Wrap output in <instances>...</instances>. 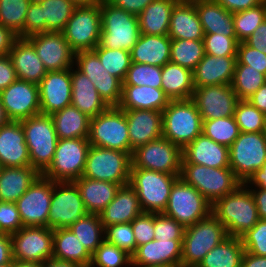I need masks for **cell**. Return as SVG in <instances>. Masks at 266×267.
<instances>
[{
  "instance_id": "obj_1",
  "label": "cell",
  "mask_w": 266,
  "mask_h": 267,
  "mask_svg": "<svg viewBox=\"0 0 266 267\" xmlns=\"http://www.w3.org/2000/svg\"><path fill=\"white\" fill-rule=\"evenodd\" d=\"M212 214L225 226L229 236L238 238L259 221L255 200L243 183L212 204Z\"/></svg>"
},
{
  "instance_id": "obj_2",
  "label": "cell",
  "mask_w": 266,
  "mask_h": 267,
  "mask_svg": "<svg viewBox=\"0 0 266 267\" xmlns=\"http://www.w3.org/2000/svg\"><path fill=\"white\" fill-rule=\"evenodd\" d=\"M101 34L96 47L131 51L140 36L138 16L114 6L109 1L100 2Z\"/></svg>"
},
{
  "instance_id": "obj_3",
  "label": "cell",
  "mask_w": 266,
  "mask_h": 267,
  "mask_svg": "<svg viewBox=\"0 0 266 267\" xmlns=\"http://www.w3.org/2000/svg\"><path fill=\"white\" fill-rule=\"evenodd\" d=\"M203 121L195 102L170 100L162 111V137L182 150L202 134Z\"/></svg>"
},
{
  "instance_id": "obj_4",
  "label": "cell",
  "mask_w": 266,
  "mask_h": 267,
  "mask_svg": "<svg viewBox=\"0 0 266 267\" xmlns=\"http://www.w3.org/2000/svg\"><path fill=\"white\" fill-rule=\"evenodd\" d=\"M227 237L229 235L225 226L212 213L185 227L181 267H196L211 249Z\"/></svg>"
},
{
  "instance_id": "obj_5",
  "label": "cell",
  "mask_w": 266,
  "mask_h": 267,
  "mask_svg": "<svg viewBox=\"0 0 266 267\" xmlns=\"http://www.w3.org/2000/svg\"><path fill=\"white\" fill-rule=\"evenodd\" d=\"M20 122L31 166L42 174L53 161L58 141L51 115L40 113Z\"/></svg>"
},
{
  "instance_id": "obj_6",
  "label": "cell",
  "mask_w": 266,
  "mask_h": 267,
  "mask_svg": "<svg viewBox=\"0 0 266 267\" xmlns=\"http://www.w3.org/2000/svg\"><path fill=\"white\" fill-rule=\"evenodd\" d=\"M180 175L142 168H131L129 185L137 193L144 212L163 213L171 188Z\"/></svg>"
},
{
  "instance_id": "obj_7",
  "label": "cell",
  "mask_w": 266,
  "mask_h": 267,
  "mask_svg": "<svg viewBox=\"0 0 266 267\" xmlns=\"http://www.w3.org/2000/svg\"><path fill=\"white\" fill-rule=\"evenodd\" d=\"M180 178L196 188L211 204L242 184L230 167L211 168L194 163H182Z\"/></svg>"
},
{
  "instance_id": "obj_8",
  "label": "cell",
  "mask_w": 266,
  "mask_h": 267,
  "mask_svg": "<svg viewBox=\"0 0 266 267\" xmlns=\"http://www.w3.org/2000/svg\"><path fill=\"white\" fill-rule=\"evenodd\" d=\"M131 166L128 152L90 146L82 176L125 186L130 181Z\"/></svg>"
},
{
  "instance_id": "obj_9",
  "label": "cell",
  "mask_w": 266,
  "mask_h": 267,
  "mask_svg": "<svg viewBox=\"0 0 266 267\" xmlns=\"http://www.w3.org/2000/svg\"><path fill=\"white\" fill-rule=\"evenodd\" d=\"M266 162L263 132H241L229 147V164L241 183L251 181Z\"/></svg>"
},
{
  "instance_id": "obj_10",
  "label": "cell",
  "mask_w": 266,
  "mask_h": 267,
  "mask_svg": "<svg viewBox=\"0 0 266 267\" xmlns=\"http://www.w3.org/2000/svg\"><path fill=\"white\" fill-rule=\"evenodd\" d=\"M88 141L90 146L109 148L131 154L127 119L124 110L109 107L91 118Z\"/></svg>"
},
{
  "instance_id": "obj_11",
  "label": "cell",
  "mask_w": 266,
  "mask_h": 267,
  "mask_svg": "<svg viewBox=\"0 0 266 267\" xmlns=\"http://www.w3.org/2000/svg\"><path fill=\"white\" fill-rule=\"evenodd\" d=\"M211 213L212 204L196 188L179 177L171 188L163 214L187 227Z\"/></svg>"
},
{
  "instance_id": "obj_12",
  "label": "cell",
  "mask_w": 266,
  "mask_h": 267,
  "mask_svg": "<svg viewBox=\"0 0 266 267\" xmlns=\"http://www.w3.org/2000/svg\"><path fill=\"white\" fill-rule=\"evenodd\" d=\"M89 147L88 138L58 139L53 161L42 175L56 182L80 178Z\"/></svg>"
},
{
  "instance_id": "obj_13",
  "label": "cell",
  "mask_w": 266,
  "mask_h": 267,
  "mask_svg": "<svg viewBox=\"0 0 266 267\" xmlns=\"http://www.w3.org/2000/svg\"><path fill=\"white\" fill-rule=\"evenodd\" d=\"M62 32L75 53L93 50L100 41V2L76 6Z\"/></svg>"
},
{
  "instance_id": "obj_14",
  "label": "cell",
  "mask_w": 266,
  "mask_h": 267,
  "mask_svg": "<svg viewBox=\"0 0 266 267\" xmlns=\"http://www.w3.org/2000/svg\"><path fill=\"white\" fill-rule=\"evenodd\" d=\"M182 149L164 137L137 147L131 155V168H142L180 175Z\"/></svg>"
},
{
  "instance_id": "obj_15",
  "label": "cell",
  "mask_w": 266,
  "mask_h": 267,
  "mask_svg": "<svg viewBox=\"0 0 266 267\" xmlns=\"http://www.w3.org/2000/svg\"><path fill=\"white\" fill-rule=\"evenodd\" d=\"M87 213L79 189L73 181H54L48 228H69Z\"/></svg>"
},
{
  "instance_id": "obj_16",
  "label": "cell",
  "mask_w": 266,
  "mask_h": 267,
  "mask_svg": "<svg viewBox=\"0 0 266 267\" xmlns=\"http://www.w3.org/2000/svg\"><path fill=\"white\" fill-rule=\"evenodd\" d=\"M13 260L43 263L52 259L53 229L44 226L23 227L11 234Z\"/></svg>"
},
{
  "instance_id": "obj_17",
  "label": "cell",
  "mask_w": 266,
  "mask_h": 267,
  "mask_svg": "<svg viewBox=\"0 0 266 267\" xmlns=\"http://www.w3.org/2000/svg\"><path fill=\"white\" fill-rule=\"evenodd\" d=\"M54 181L40 174L15 202L23 227H47Z\"/></svg>"
},
{
  "instance_id": "obj_18",
  "label": "cell",
  "mask_w": 266,
  "mask_h": 267,
  "mask_svg": "<svg viewBox=\"0 0 266 267\" xmlns=\"http://www.w3.org/2000/svg\"><path fill=\"white\" fill-rule=\"evenodd\" d=\"M74 66L90 79L109 107L119 106L123 82L102 66L98 55L93 50L75 53Z\"/></svg>"
},
{
  "instance_id": "obj_19",
  "label": "cell",
  "mask_w": 266,
  "mask_h": 267,
  "mask_svg": "<svg viewBox=\"0 0 266 267\" xmlns=\"http://www.w3.org/2000/svg\"><path fill=\"white\" fill-rule=\"evenodd\" d=\"M47 71L67 70L74 66L75 52L63 32H43L27 37Z\"/></svg>"
},
{
  "instance_id": "obj_20",
  "label": "cell",
  "mask_w": 266,
  "mask_h": 267,
  "mask_svg": "<svg viewBox=\"0 0 266 267\" xmlns=\"http://www.w3.org/2000/svg\"><path fill=\"white\" fill-rule=\"evenodd\" d=\"M0 99L10 121H22L40 114L39 87L17 79L0 92Z\"/></svg>"
},
{
  "instance_id": "obj_21",
  "label": "cell",
  "mask_w": 266,
  "mask_h": 267,
  "mask_svg": "<svg viewBox=\"0 0 266 267\" xmlns=\"http://www.w3.org/2000/svg\"><path fill=\"white\" fill-rule=\"evenodd\" d=\"M192 100L198 108L202 121L234 116L239 101L231 84L195 88Z\"/></svg>"
},
{
  "instance_id": "obj_22",
  "label": "cell",
  "mask_w": 266,
  "mask_h": 267,
  "mask_svg": "<svg viewBox=\"0 0 266 267\" xmlns=\"http://www.w3.org/2000/svg\"><path fill=\"white\" fill-rule=\"evenodd\" d=\"M40 113L52 115L71 105V68L48 71L38 84Z\"/></svg>"
},
{
  "instance_id": "obj_23",
  "label": "cell",
  "mask_w": 266,
  "mask_h": 267,
  "mask_svg": "<svg viewBox=\"0 0 266 267\" xmlns=\"http://www.w3.org/2000/svg\"><path fill=\"white\" fill-rule=\"evenodd\" d=\"M183 240H153L136 248L131 267H181Z\"/></svg>"
},
{
  "instance_id": "obj_24",
  "label": "cell",
  "mask_w": 266,
  "mask_h": 267,
  "mask_svg": "<svg viewBox=\"0 0 266 267\" xmlns=\"http://www.w3.org/2000/svg\"><path fill=\"white\" fill-rule=\"evenodd\" d=\"M131 155L137 147L162 137V112L156 110H124Z\"/></svg>"
},
{
  "instance_id": "obj_25",
  "label": "cell",
  "mask_w": 266,
  "mask_h": 267,
  "mask_svg": "<svg viewBox=\"0 0 266 267\" xmlns=\"http://www.w3.org/2000/svg\"><path fill=\"white\" fill-rule=\"evenodd\" d=\"M1 167H25L31 165L25 134L19 121H9L0 127Z\"/></svg>"
},
{
  "instance_id": "obj_26",
  "label": "cell",
  "mask_w": 266,
  "mask_h": 267,
  "mask_svg": "<svg viewBox=\"0 0 266 267\" xmlns=\"http://www.w3.org/2000/svg\"><path fill=\"white\" fill-rule=\"evenodd\" d=\"M182 163H194L211 168H227L229 147L216 143L203 133L182 150Z\"/></svg>"
},
{
  "instance_id": "obj_27",
  "label": "cell",
  "mask_w": 266,
  "mask_h": 267,
  "mask_svg": "<svg viewBox=\"0 0 266 267\" xmlns=\"http://www.w3.org/2000/svg\"><path fill=\"white\" fill-rule=\"evenodd\" d=\"M236 62V56L205 54L193 70L194 87L231 84Z\"/></svg>"
},
{
  "instance_id": "obj_28",
  "label": "cell",
  "mask_w": 266,
  "mask_h": 267,
  "mask_svg": "<svg viewBox=\"0 0 266 267\" xmlns=\"http://www.w3.org/2000/svg\"><path fill=\"white\" fill-rule=\"evenodd\" d=\"M8 55L20 80L38 85L48 72L27 38L18 37Z\"/></svg>"
},
{
  "instance_id": "obj_29",
  "label": "cell",
  "mask_w": 266,
  "mask_h": 267,
  "mask_svg": "<svg viewBox=\"0 0 266 267\" xmlns=\"http://www.w3.org/2000/svg\"><path fill=\"white\" fill-rule=\"evenodd\" d=\"M168 36L171 39L203 40L204 31L194 0H180L172 9Z\"/></svg>"
},
{
  "instance_id": "obj_30",
  "label": "cell",
  "mask_w": 266,
  "mask_h": 267,
  "mask_svg": "<svg viewBox=\"0 0 266 267\" xmlns=\"http://www.w3.org/2000/svg\"><path fill=\"white\" fill-rule=\"evenodd\" d=\"M71 88V105L90 118L109 108L90 79L75 66L71 68Z\"/></svg>"
},
{
  "instance_id": "obj_31",
  "label": "cell",
  "mask_w": 266,
  "mask_h": 267,
  "mask_svg": "<svg viewBox=\"0 0 266 267\" xmlns=\"http://www.w3.org/2000/svg\"><path fill=\"white\" fill-rule=\"evenodd\" d=\"M135 190L128 184L121 186L115 198L99 214L103 227L132 222L143 213Z\"/></svg>"
},
{
  "instance_id": "obj_32",
  "label": "cell",
  "mask_w": 266,
  "mask_h": 267,
  "mask_svg": "<svg viewBox=\"0 0 266 267\" xmlns=\"http://www.w3.org/2000/svg\"><path fill=\"white\" fill-rule=\"evenodd\" d=\"M171 41L168 35L140 34L130 51L131 62L163 67L170 62Z\"/></svg>"
},
{
  "instance_id": "obj_33",
  "label": "cell",
  "mask_w": 266,
  "mask_h": 267,
  "mask_svg": "<svg viewBox=\"0 0 266 267\" xmlns=\"http://www.w3.org/2000/svg\"><path fill=\"white\" fill-rule=\"evenodd\" d=\"M73 182L79 189L86 211L98 215L115 198L121 187L113 182L93 180L83 176Z\"/></svg>"
},
{
  "instance_id": "obj_34",
  "label": "cell",
  "mask_w": 266,
  "mask_h": 267,
  "mask_svg": "<svg viewBox=\"0 0 266 267\" xmlns=\"http://www.w3.org/2000/svg\"><path fill=\"white\" fill-rule=\"evenodd\" d=\"M169 101L161 88L123 85L122 99L118 107L121 110L146 109L162 112Z\"/></svg>"
},
{
  "instance_id": "obj_35",
  "label": "cell",
  "mask_w": 266,
  "mask_h": 267,
  "mask_svg": "<svg viewBox=\"0 0 266 267\" xmlns=\"http://www.w3.org/2000/svg\"><path fill=\"white\" fill-rule=\"evenodd\" d=\"M40 173L31 165L1 167L0 201L16 202L36 180Z\"/></svg>"
},
{
  "instance_id": "obj_36",
  "label": "cell",
  "mask_w": 266,
  "mask_h": 267,
  "mask_svg": "<svg viewBox=\"0 0 266 267\" xmlns=\"http://www.w3.org/2000/svg\"><path fill=\"white\" fill-rule=\"evenodd\" d=\"M204 33L236 37L233 13L214 0H194Z\"/></svg>"
},
{
  "instance_id": "obj_37",
  "label": "cell",
  "mask_w": 266,
  "mask_h": 267,
  "mask_svg": "<svg viewBox=\"0 0 266 267\" xmlns=\"http://www.w3.org/2000/svg\"><path fill=\"white\" fill-rule=\"evenodd\" d=\"M161 89L169 100L192 99L194 93L193 71L168 62L162 67Z\"/></svg>"
},
{
  "instance_id": "obj_38",
  "label": "cell",
  "mask_w": 266,
  "mask_h": 267,
  "mask_svg": "<svg viewBox=\"0 0 266 267\" xmlns=\"http://www.w3.org/2000/svg\"><path fill=\"white\" fill-rule=\"evenodd\" d=\"M52 258L89 267L91 254L69 228L53 229Z\"/></svg>"
},
{
  "instance_id": "obj_39",
  "label": "cell",
  "mask_w": 266,
  "mask_h": 267,
  "mask_svg": "<svg viewBox=\"0 0 266 267\" xmlns=\"http://www.w3.org/2000/svg\"><path fill=\"white\" fill-rule=\"evenodd\" d=\"M179 0H154L138 15L140 34L168 35L171 12Z\"/></svg>"
},
{
  "instance_id": "obj_40",
  "label": "cell",
  "mask_w": 266,
  "mask_h": 267,
  "mask_svg": "<svg viewBox=\"0 0 266 267\" xmlns=\"http://www.w3.org/2000/svg\"><path fill=\"white\" fill-rule=\"evenodd\" d=\"M58 139L88 138L91 118L70 105L51 115Z\"/></svg>"
},
{
  "instance_id": "obj_41",
  "label": "cell",
  "mask_w": 266,
  "mask_h": 267,
  "mask_svg": "<svg viewBox=\"0 0 266 267\" xmlns=\"http://www.w3.org/2000/svg\"><path fill=\"white\" fill-rule=\"evenodd\" d=\"M245 250L238 237H227L211 249L196 267H241Z\"/></svg>"
},
{
  "instance_id": "obj_42",
  "label": "cell",
  "mask_w": 266,
  "mask_h": 267,
  "mask_svg": "<svg viewBox=\"0 0 266 267\" xmlns=\"http://www.w3.org/2000/svg\"><path fill=\"white\" fill-rule=\"evenodd\" d=\"M69 229L76 235L90 254L105 240V228L98 214L87 213L73 223Z\"/></svg>"
},
{
  "instance_id": "obj_43",
  "label": "cell",
  "mask_w": 266,
  "mask_h": 267,
  "mask_svg": "<svg viewBox=\"0 0 266 267\" xmlns=\"http://www.w3.org/2000/svg\"><path fill=\"white\" fill-rule=\"evenodd\" d=\"M42 6L45 32H62L76 5L71 0H36Z\"/></svg>"
},
{
  "instance_id": "obj_44",
  "label": "cell",
  "mask_w": 266,
  "mask_h": 267,
  "mask_svg": "<svg viewBox=\"0 0 266 267\" xmlns=\"http://www.w3.org/2000/svg\"><path fill=\"white\" fill-rule=\"evenodd\" d=\"M205 55L203 40L172 39L170 62L194 70Z\"/></svg>"
},
{
  "instance_id": "obj_45",
  "label": "cell",
  "mask_w": 266,
  "mask_h": 267,
  "mask_svg": "<svg viewBox=\"0 0 266 267\" xmlns=\"http://www.w3.org/2000/svg\"><path fill=\"white\" fill-rule=\"evenodd\" d=\"M265 83L263 73L248 65H235L231 87L239 100H247Z\"/></svg>"
},
{
  "instance_id": "obj_46",
  "label": "cell",
  "mask_w": 266,
  "mask_h": 267,
  "mask_svg": "<svg viewBox=\"0 0 266 267\" xmlns=\"http://www.w3.org/2000/svg\"><path fill=\"white\" fill-rule=\"evenodd\" d=\"M32 0H0V24L24 38V24Z\"/></svg>"
},
{
  "instance_id": "obj_47",
  "label": "cell",
  "mask_w": 266,
  "mask_h": 267,
  "mask_svg": "<svg viewBox=\"0 0 266 267\" xmlns=\"http://www.w3.org/2000/svg\"><path fill=\"white\" fill-rule=\"evenodd\" d=\"M202 133L216 143L230 147L241 132L234 116H230L203 120Z\"/></svg>"
},
{
  "instance_id": "obj_48",
  "label": "cell",
  "mask_w": 266,
  "mask_h": 267,
  "mask_svg": "<svg viewBox=\"0 0 266 267\" xmlns=\"http://www.w3.org/2000/svg\"><path fill=\"white\" fill-rule=\"evenodd\" d=\"M266 19V0L247 10L233 13L234 30L239 42L247 39Z\"/></svg>"
},
{
  "instance_id": "obj_49",
  "label": "cell",
  "mask_w": 266,
  "mask_h": 267,
  "mask_svg": "<svg viewBox=\"0 0 266 267\" xmlns=\"http://www.w3.org/2000/svg\"><path fill=\"white\" fill-rule=\"evenodd\" d=\"M234 118L240 132H263L266 125V115L248 100H239L237 102Z\"/></svg>"
},
{
  "instance_id": "obj_50",
  "label": "cell",
  "mask_w": 266,
  "mask_h": 267,
  "mask_svg": "<svg viewBox=\"0 0 266 267\" xmlns=\"http://www.w3.org/2000/svg\"><path fill=\"white\" fill-rule=\"evenodd\" d=\"M131 255L104 240L91 254L89 267H131Z\"/></svg>"
},
{
  "instance_id": "obj_51",
  "label": "cell",
  "mask_w": 266,
  "mask_h": 267,
  "mask_svg": "<svg viewBox=\"0 0 266 267\" xmlns=\"http://www.w3.org/2000/svg\"><path fill=\"white\" fill-rule=\"evenodd\" d=\"M93 51L98 55L102 66L111 75L123 82L131 64L130 52L123 49H107L104 47H95Z\"/></svg>"
},
{
  "instance_id": "obj_52",
  "label": "cell",
  "mask_w": 266,
  "mask_h": 267,
  "mask_svg": "<svg viewBox=\"0 0 266 267\" xmlns=\"http://www.w3.org/2000/svg\"><path fill=\"white\" fill-rule=\"evenodd\" d=\"M162 67L131 62L123 85L151 86L161 88Z\"/></svg>"
},
{
  "instance_id": "obj_53",
  "label": "cell",
  "mask_w": 266,
  "mask_h": 267,
  "mask_svg": "<svg viewBox=\"0 0 266 267\" xmlns=\"http://www.w3.org/2000/svg\"><path fill=\"white\" fill-rule=\"evenodd\" d=\"M205 54L213 56H236L239 41L237 37H230L217 33H204Z\"/></svg>"
},
{
  "instance_id": "obj_54",
  "label": "cell",
  "mask_w": 266,
  "mask_h": 267,
  "mask_svg": "<svg viewBox=\"0 0 266 267\" xmlns=\"http://www.w3.org/2000/svg\"><path fill=\"white\" fill-rule=\"evenodd\" d=\"M105 240L132 255L136 251V242L131 222L105 227Z\"/></svg>"
},
{
  "instance_id": "obj_55",
  "label": "cell",
  "mask_w": 266,
  "mask_h": 267,
  "mask_svg": "<svg viewBox=\"0 0 266 267\" xmlns=\"http://www.w3.org/2000/svg\"><path fill=\"white\" fill-rule=\"evenodd\" d=\"M185 227L163 213H154L155 240H183Z\"/></svg>"
},
{
  "instance_id": "obj_56",
  "label": "cell",
  "mask_w": 266,
  "mask_h": 267,
  "mask_svg": "<svg viewBox=\"0 0 266 267\" xmlns=\"http://www.w3.org/2000/svg\"><path fill=\"white\" fill-rule=\"evenodd\" d=\"M244 250L257 256H266V220L259 219L251 230L240 237Z\"/></svg>"
},
{
  "instance_id": "obj_57",
  "label": "cell",
  "mask_w": 266,
  "mask_h": 267,
  "mask_svg": "<svg viewBox=\"0 0 266 267\" xmlns=\"http://www.w3.org/2000/svg\"><path fill=\"white\" fill-rule=\"evenodd\" d=\"M236 65H248L266 75V54L239 42L236 55Z\"/></svg>"
},
{
  "instance_id": "obj_58",
  "label": "cell",
  "mask_w": 266,
  "mask_h": 267,
  "mask_svg": "<svg viewBox=\"0 0 266 267\" xmlns=\"http://www.w3.org/2000/svg\"><path fill=\"white\" fill-rule=\"evenodd\" d=\"M23 228L16 203L0 201V233L13 234Z\"/></svg>"
},
{
  "instance_id": "obj_59",
  "label": "cell",
  "mask_w": 266,
  "mask_h": 267,
  "mask_svg": "<svg viewBox=\"0 0 266 267\" xmlns=\"http://www.w3.org/2000/svg\"><path fill=\"white\" fill-rule=\"evenodd\" d=\"M136 248L154 240V213L143 212L132 222Z\"/></svg>"
},
{
  "instance_id": "obj_60",
  "label": "cell",
  "mask_w": 266,
  "mask_h": 267,
  "mask_svg": "<svg viewBox=\"0 0 266 267\" xmlns=\"http://www.w3.org/2000/svg\"><path fill=\"white\" fill-rule=\"evenodd\" d=\"M45 32V20H42V6L32 0L26 13L24 24V38Z\"/></svg>"
},
{
  "instance_id": "obj_61",
  "label": "cell",
  "mask_w": 266,
  "mask_h": 267,
  "mask_svg": "<svg viewBox=\"0 0 266 267\" xmlns=\"http://www.w3.org/2000/svg\"><path fill=\"white\" fill-rule=\"evenodd\" d=\"M17 79V74L9 55L0 56V92Z\"/></svg>"
},
{
  "instance_id": "obj_62",
  "label": "cell",
  "mask_w": 266,
  "mask_h": 267,
  "mask_svg": "<svg viewBox=\"0 0 266 267\" xmlns=\"http://www.w3.org/2000/svg\"><path fill=\"white\" fill-rule=\"evenodd\" d=\"M243 42L266 54V19Z\"/></svg>"
},
{
  "instance_id": "obj_63",
  "label": "cell",
  "mask_w": 266,
  "mask_h": 267,
  "mask_svg": "<svg viewBox=\"0 0 266 267\" xmlns=\"http://www.w3.org/2000/svg\"><path fill=\"white\" fill-rule=\"evenodd\" d=\"M252 193L259 219L266 220V188L257 187L252 181L244 183Z\"/></svg>"
},
{
  "instance_id": "obj_64",
  "label": "cell",
  "mask_w": 266,
  "mask_h": 267,
  "mask_svg": "<svg viewBox=\"0 0 266 267\" xmlns=\"http://www.w3.org/2000/svg\"><path fill=\"white\" fill-rule=\"evenodd\" d=\"M154 0H109L114 6L134 15H139Z\"/></svg>"
},
{
  "instance_id": "obj_65",
  "label": "cell",
  "mask_w": 266,
  "mask_h": 267,
  "mask_svg": "<svg viewBox=\"0 0 266 267\" xmlns=\"http://www.w3.org/2000/svg\"><path fill=\"white\" fill-rule=\"evenodd\" d=\"M231 13L247 10L261 4L264 0H214Z\"/></svg>"
},
{
  "instance_id": "obj_66",
  "label": "cell",
  "mask_w": 266,
  "mask_h": 267,
  "mask_svg": "<svg viewBox=\"0 0 266 267\" xmlns=\"http://www.w3.org/2000/svg\"><path fill=\"white\" fill-rule=\"evenodd\" d=\"M18 38L10 28L0 24V56L8 55L12 49L13 43Z\"/></svg>"
},
{
  "instance_id": "obj_67",
  "label": "cell",
  "mask_w": 266,
  "mask_h": 267,
  "mask_svg": "<svg viewBox=\"0 0 266 267\" xmlns=\"http://www.w3.org/2000/svg\"><path fill=\"white\" fill-rule=\"evenodd\" d=\"M11 262H13L11 235L0 233V265H5Z\"/></svg>"
},
{
  "instance_id": "obj_68",
  "label": "cell",
  "mask_w": 266,
  "mask_h": 267,
  "mask_svg": "<svg viewBox=\"0 0 266 267\" xmlns=\"http://www.w3.org/2000/svg\"><path fill=\"white\" fill-rule=\"evenodd\" d=\"M247 100L266 115V83Z\"/></svg>"
},
{
  "instance_id": "obj_69",
  "label": "cell",
  "mask_w": 266,
  "mask_h": 267,
  "mask_svg": "<svg viewBox=\"0 0 266 267\" xmlns=\"http://www.w3.org/2000/svg\"><path fill=\"white\" fill-rule=\"evenodd\" d=\"M241 267H266V256H257L245 251Z\"/></svg>"
},
{
  "instance_id": "obj_70",
  "label": "cell",
  "mask_w": 266,
  "mask_h": 267,
  "mask_svg": "<svg viewBox=\"0 0 266 267\" xmlns=\"http://www.w3.org/2000/svg\"><path fill=\"white\" fill-rule=\"evenodd\" d=\"M251 181L259 188H266V162Z\"/></svg>"
},
{
  "instance_id": "obj_71",
  "label": "cell",
  "mask_w": 266,
  "mask_h": 267,
  "mask_svg": "<svg viewBox=\"0 0 266 267\" xmlns=\"http://www.w3.org/2000/svg\"><path fill=\"white\" fill-rule=\"evenodd\" d=\"M41 267H82V266L73 262H63L52 258L50 260L41 263Z\"/></svg>"
},
{
  "instance_id": "obj_72",
  "label": "cell",
  "mask_w": 266,
  "mask_h": 267,
  "mask_svg": "<svg viewBox=\"0 0 266 267\" xmlns=\"http://www.w3.org/2000/svg\"><path fill=\"white\" fill-rule=\"evenodd\" d=\"M9 121H10V119L8 118V116L5 112V109L2 106L1 99H0V127L2 125L7 124Z\"/></svg>"
},
{
  "instance_id": "obj_73",
  "label": "cell",
  "mask_w": 266,
  "mask_h": 267,
  "mask_svg": "<svg viewBox=\"0 0 266 267\" xmlns=\"http://www.w3.org/2000/svg\"><path fill=\"white\" fill-rule=\"evenodd\" d=\"M14 267H41V263H32L14 260Z\"/></svg>"
},
{
  "instance_id": "obj_74",
  "label": "cell",
  "mask_w": 266,
  "mask_h": 267,
  "mask_svg": "<svg viewBox=\"0 0 266 267\" xmlns=\"http://www.w3.org/2000/svg\"><path fill=\"white\" fill-rule=\"evenodd\" d=\"M76 6L92 5L99 3L98 0H71Z\"/></svg>"
},
{
  "instance_id": "obj_75",
  "label": "cell",
  "mask_w": 266,
  "mask_h": 267,
  "mask_svg": "<svg viewBox=\"0 0 266 267\" xmlns=\"http://www.w3.org/2000/svg\"><path fill=\"white\" fill-rule=\"evenodd\" d=\"M0 267H14V260L11 263L5 264V265H0Z\"/></svg>"
},
{
  "instance_id": "obj_76",
  "label": "cell",
  "mask_w": 266,
  "mask_h": 267,
  "mask_svg": "<svg viewBox=\"0 0 266 267\" xmlns=\"http://www.w3.org/2000/svg\"><path fill=\"white\" fill-rule=\"evenodd\" d=\"M263 133H264V136H265V139H266V125H265Z\"/></svg>"
}]
</instances>
